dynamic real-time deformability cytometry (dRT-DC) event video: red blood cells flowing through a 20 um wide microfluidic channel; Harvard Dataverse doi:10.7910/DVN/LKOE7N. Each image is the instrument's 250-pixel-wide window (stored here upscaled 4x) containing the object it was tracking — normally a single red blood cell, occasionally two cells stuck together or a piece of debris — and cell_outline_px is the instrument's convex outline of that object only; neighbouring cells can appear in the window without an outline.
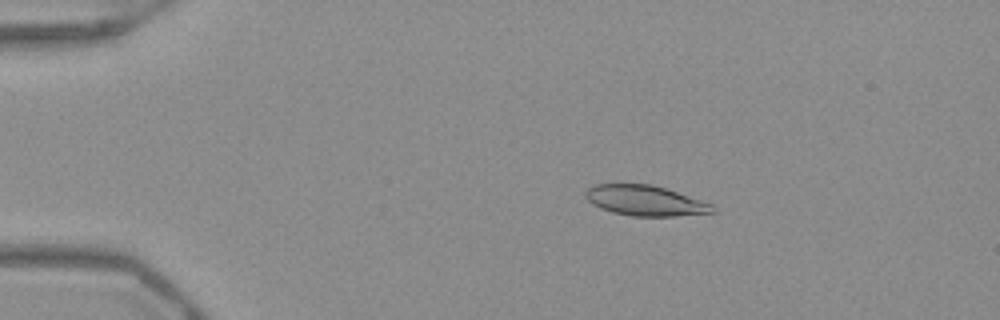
{"species": "Egyptian fruit bat (a non-hibernating species)", "species_latin": "Rousettus aegyptiacus", "temperature_condition": "warm", "stored_images_in_passage": 51, "camera_frame_rate_fps": 3000, "um_per_image_px": 0.085, "frame": {"image": 1, "passage_image": 9, "time_ms": 2.667, "image_size_px": [1000, 320], "cell_outline_px": [[716, 212], [676, 216], [632, 216], [612, 212], [600, 208], [592, 204], [584, 196], [584, 192], [588, 188], [596, 184], [652, 184], [712, 204], [716, 208]], "centroid_in_image_um": [54.82, 17.06], "position_along_channel_um": 30.2, "area_um2": 22.37}}
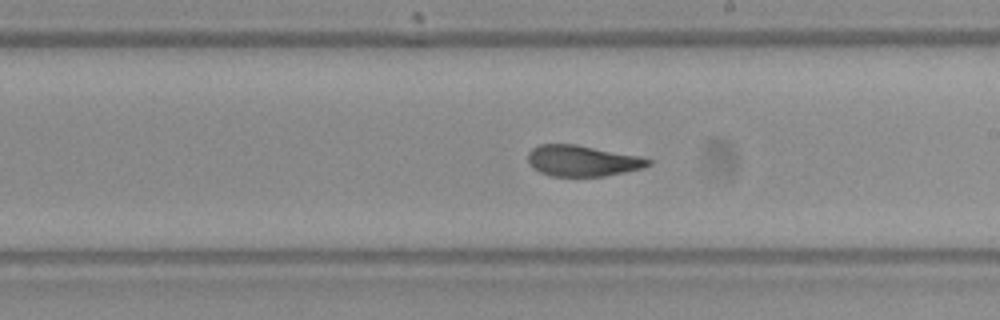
{"frame": {"image": 2, "passage_image": 30, "time_ms": 9.667, "image_size_px": [1000, 320], "cell_outline_px": [[652, 164], [644, 168], [604, 176], [552, 176], [540, 172], [532, 168], [528, 160], [528, 152], [532, 148], [540, 144], [576, 144], [640, 156], [652, 160]], "centroid_in_image_um": [49.51, 13.66], "position_along_channel_um": 239.5, "area_um2": 21.79}}
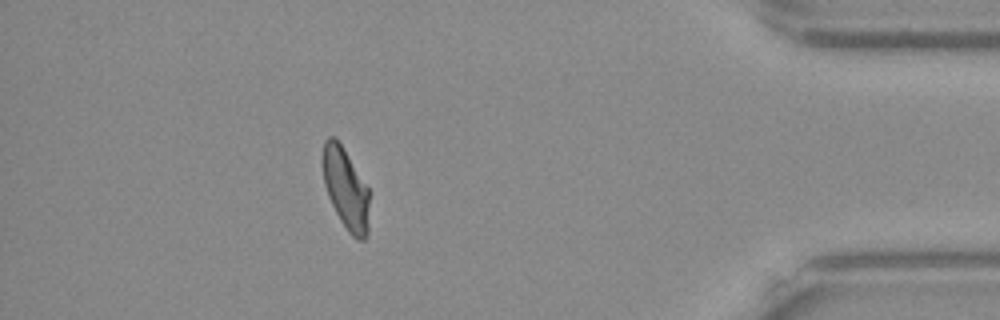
{"frame": {"image": 3, "passage_image": 46, "time_ms": 15.0, "image_size_px": [1000, 320], "cell_outline_px": [[368, 236], [364, 240], [356, 240], [348, 232], [340, 220], [328, 196], [324, 184], [320, 160], [320, 156], [324, 140], [328, 136], [332, 136], [340, 144], [368, 188]], "centroid_in_image_um": [29.34, 16.04], "position_along_channel_um": 405.9, "area_um2": 22.08}, "authors_computed_cell_mechanics": {"area_um2": 22.831, "velocity_mm_per_s": 3.9194, "shape_relaxation_time_tau1_ms": 7.3771, "shape_relaxation_time_tau2_ms": 1.3489, "deformation_change_tau1": 0.2048, "deformation_change_tau2": 0.0767}}